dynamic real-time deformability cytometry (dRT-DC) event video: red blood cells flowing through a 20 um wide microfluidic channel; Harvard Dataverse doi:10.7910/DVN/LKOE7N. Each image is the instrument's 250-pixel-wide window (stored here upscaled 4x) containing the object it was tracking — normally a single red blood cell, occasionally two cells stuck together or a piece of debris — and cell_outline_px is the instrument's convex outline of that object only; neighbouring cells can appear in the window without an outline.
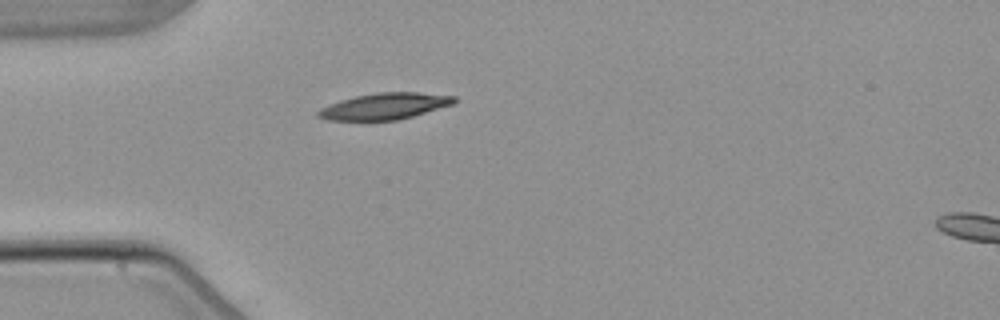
{"species": "common noctule bat (a hibernating species)", "species_latin": "Nyctalus noctula", "temperature_condition": "warm", "stored_images_in_passage": 2, "segment_of_instrument_passage": [1, 2], "camera_frame_rate_fps": 3000, "um_per_image_px": 0.085, "animal": {"sex": "male", "body_mass_g": 21.5, "forearm_length_mm": 52.0}, "frame": {"image": 1, "passage_image": 1, "time_ms": 0.0, "image_size_px": [1000, 320], "cell_outline_px": [[456, 104], [412, 116], [396, 120], [328, 120], [316, 116], [316, 112], [320, 108], [328, 104], [340, 100], [356, 96], [376, 92], [416, 92], [456, 96]], "centroid_in_image_um": [32.7, 9.02], "position_along_channel_um": 52.3, "area_um2": 20.98}}